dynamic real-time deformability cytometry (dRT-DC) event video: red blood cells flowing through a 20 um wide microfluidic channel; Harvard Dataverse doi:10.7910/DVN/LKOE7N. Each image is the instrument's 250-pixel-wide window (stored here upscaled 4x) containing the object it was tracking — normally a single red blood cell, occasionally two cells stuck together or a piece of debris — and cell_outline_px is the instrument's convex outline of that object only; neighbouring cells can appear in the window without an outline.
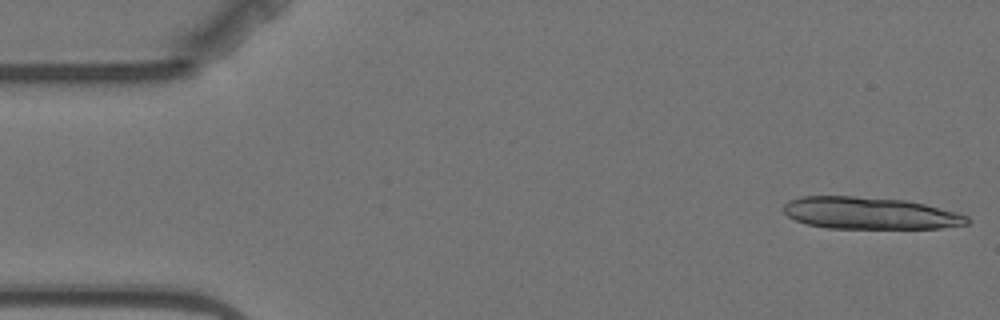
{"species": "Egyptian fruit bat (a non-hibernating species)", "species_latin": "Rousettus aegyptiacus", "temperature_condition": "warm", "stored_images_in_passage": 6, "camera_frame_rate_fps": 3000, "um_per_image_px": 0.085, "animal": {"sex": "female"}, "frame": {"image": 1, "passage_image": 1, "time_ms": 0.0, "image_size_px": [1000, 320], "cell_outline_px": [[968, 224], [940, 228], [828, 228], [808, 224], [796, 220], [788, 216], [784, 212], [784, 204], [788, 200], [800, 196], [852, 196], [904, 200], [924, 204], [956, 212], [968, 216]], "centroid_in_image_um": [73.91, 18.12], "position_along_channel_um": 11.1, "area_um2": 34.04}}
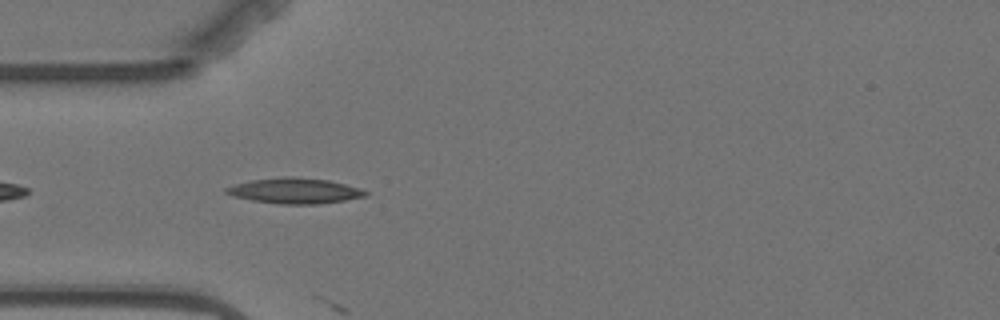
{"frame": {"image": 2, "passage_image": 5, "time_ms": 5.0, "image_size_px": [1000, 320], "cell_outline_px": [[368, 196], [320, 204], [280, 204], [252, 200], [232, 196], [224, 192], [224, 188], [236, 184], [252, 180], [284, 176], [292, 176], [328, 180], [360, 188], [368, 192]], "centroid_in_image_um": [25.05, 16.21], "position_along_channel_um": 59.9, "area_um2": 20.69}}